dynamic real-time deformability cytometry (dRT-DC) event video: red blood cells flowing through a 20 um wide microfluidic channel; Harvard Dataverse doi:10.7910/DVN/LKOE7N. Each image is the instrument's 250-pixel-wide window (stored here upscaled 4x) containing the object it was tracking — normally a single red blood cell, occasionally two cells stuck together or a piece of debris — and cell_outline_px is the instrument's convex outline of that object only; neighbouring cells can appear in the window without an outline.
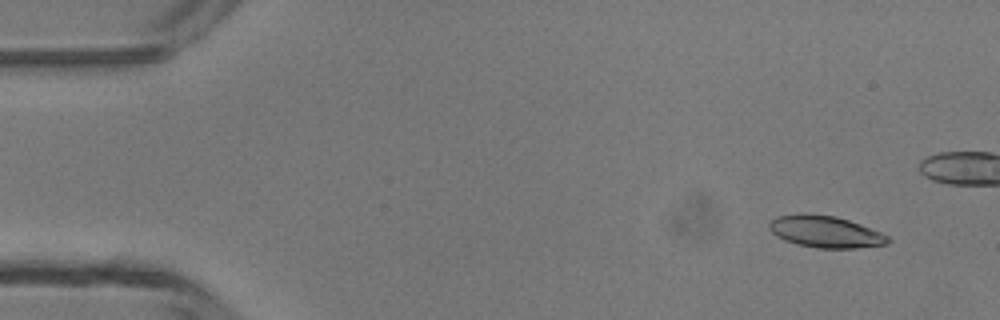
{"species": "common noctule bat (a hibernating species)", "species_latin": "Nyctalus noctula", "temperature_condition": "room temperature", "stored_images_in_passage": 7, "camera_frame_rate_fps": 3000, "um_per_image_px": 0.085, "animal": {"sex": "male", "body_mass_g": 13.3}, "frame": {"image": 1, "passage_image": 1, "time_ms": 0.0, "image_size_px": [1000, 320], "cell_outline_px": [[892, 240], [888, 244], [856, 248], [816, 248], [796, 244], [784, 240], [776, 236], [768, 228], [768, 224], [776, 216], [800, 212], [808, 212], [836, 216], [860, 224], [880, 232], [888, 236]], "centroid_in_image_um": [70.12, 19.68], "position_along_channel_um": 14.9, "area_um2": 22.37}}
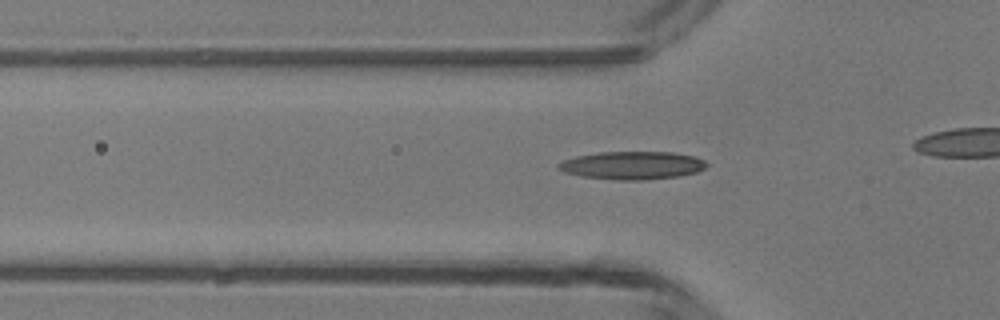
{"frame": {"image": 2, "passage_image": 5, "time_ms": 5.667, "image_size_px": [1000, 320], "cell_outline_px": [[708, 164], [704, 168], [696, 172], [680, 176], [640, 180], [616, 180], [580, 176], [564, 172], [556, 168], [556, 164], [564, 160], [576, 156], [596, 152], [672, 152], [692, 156], [704, 160]], "centroid_in_image_um": [53.7, 14.05], "position_along_channel_um": 72.1, "area_um2": 24.22}}
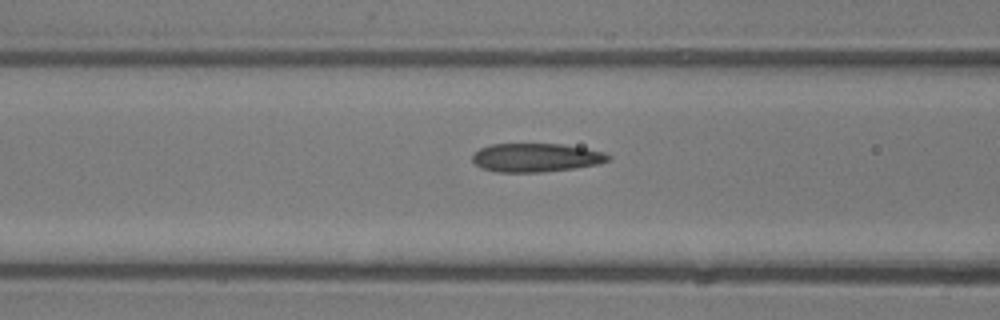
{"frame": {"image": 3, "passage_image": 7, "time_ms": 8.0, "image_size_px": [1000, 320], "cell_outline_px": [[612, 160], [600, 164], [544, 172], [496, 172], [480, 168], [472, 160], [472, 156], [480, 148], [488, 144], [560, 144], [584, 148], [604, 152], [612, 156]], "centroid_in_image_um": [45.57, 13.4], "position_along_channel_um": 121.0, "area_um2": 22.77}}